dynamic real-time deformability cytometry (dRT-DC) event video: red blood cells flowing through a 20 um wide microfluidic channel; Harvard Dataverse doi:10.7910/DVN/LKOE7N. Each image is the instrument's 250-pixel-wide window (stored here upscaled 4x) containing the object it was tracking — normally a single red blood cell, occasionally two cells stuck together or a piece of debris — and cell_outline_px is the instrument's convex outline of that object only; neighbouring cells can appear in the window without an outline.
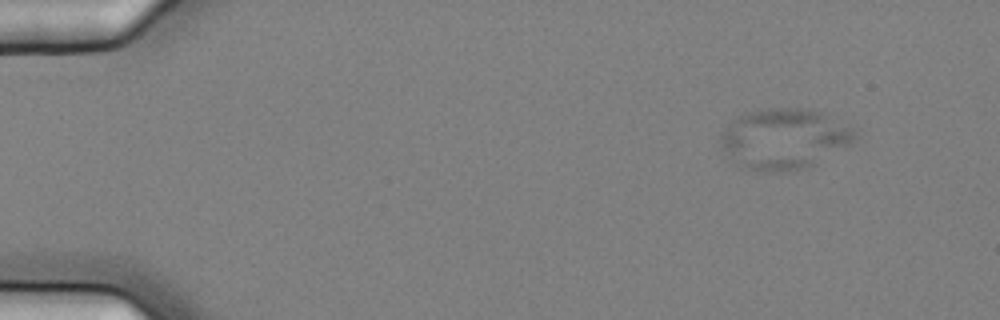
{"species": "common noctule bat (a hibernating species)", "species_latin": "Nyctalus noctula", "temperature_condition": "cold", "stored_images_in_passage": 10, "camera_frame_rate_fps": 3000, "um_per_image_px": 0.085, "animal": {"sex": "female", "body_mass_g": 25.1}, "frame": {"image": 1, "passage_image": 2, "time_ms": 0.333, "image_size_px": [1000, 320], "cell_outline_px": [[852, 140], [848, 144], [812, 164], [800, 168], [776, 172], [768, 172], [740, 168], [720, 148], [720, 132], [736, 116], [748, 112], [768, 108], [800, 108], [820, 112], [848, 128], [852, 132]], "centroid_in_image_um": [66.46, 11.8], "position_along_channel_um": 18.5, "area_um2": 46.18}}
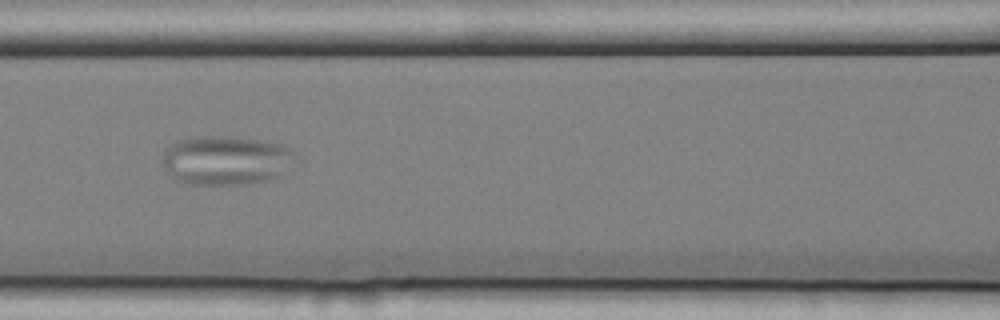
{"frame": {"image": 2, "passage_image": 7, "time_ms": 2.0, "image_size_px": [1000, 320], "cell_outline_px": [[300, 160], [280, 176], [248, 184], [192, 184], [172, 180], [164, 164], [164, 148], [176, 140], [204, 136], [232, 136], [260, 140], [280, 144], [288, 148]], "centroid_in_image_um": [19.24, 13.62], "position_along_channel_um": 147.4, "area_um2": 38.44}}
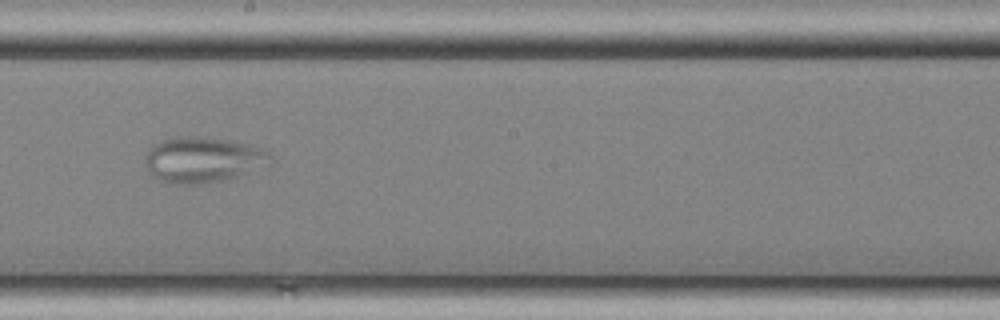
{"frame": {"image": 3, "passage_image": 9, "time_ms": 2.667, "image_size_px": [1000, 320], "cell_outline_px": [[276, 160], [272, 168], [224, 180], [204, 184], [168, 184], [152, 180], [144, 160], [144, 156], [148, 148], [152, 144], [160, 140], [176, 136], [200, 136], [228, 140], [248, 144], [260, 148], [268, 152]], "centroid_in_image_um": [17.29, 13.61], "position_along_channel_um": 230.9, "area_um2": 34.97}}